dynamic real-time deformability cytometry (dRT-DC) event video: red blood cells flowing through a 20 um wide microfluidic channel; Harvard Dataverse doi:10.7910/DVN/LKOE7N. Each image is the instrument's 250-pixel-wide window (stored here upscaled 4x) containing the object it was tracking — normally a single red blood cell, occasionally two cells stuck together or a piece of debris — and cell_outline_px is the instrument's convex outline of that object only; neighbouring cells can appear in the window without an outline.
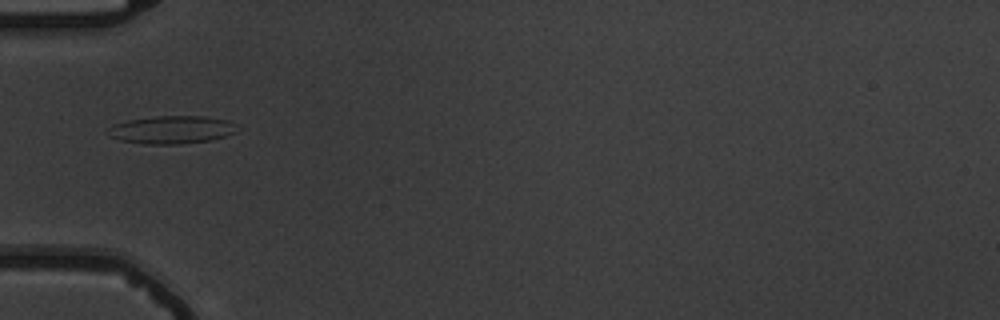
{"species": "common noctule bat (a hibernating species)", "species_latin": "Nyctalus noctula", "temperature_condition": "warm", "stored_images_in_passage": 4, "camera_frame_rate_fps": 3000, "um_per_image_px": 0.085, "animal": {"sex": "male", "body_mass_g": 19.5, "forearm_length_mm": 54.6}, "frame": {"image": 1, "passage_image": 1, "time_ms": 0.0, "image_size_px": [1000, 320], "cell_outline_px": [[236, 132], [224, 136], [208, 140], [180, 144], [144, 144], [120, 140], [112, 136], [108, 128], [116, 124], [128, 120], [156, 116], [204, 116], [228, 120], [236, 124]], "centroid_in_image_um": [14.63, 11.02], "position_along_channel_um": 70.4, "area_um2": 20.69}}
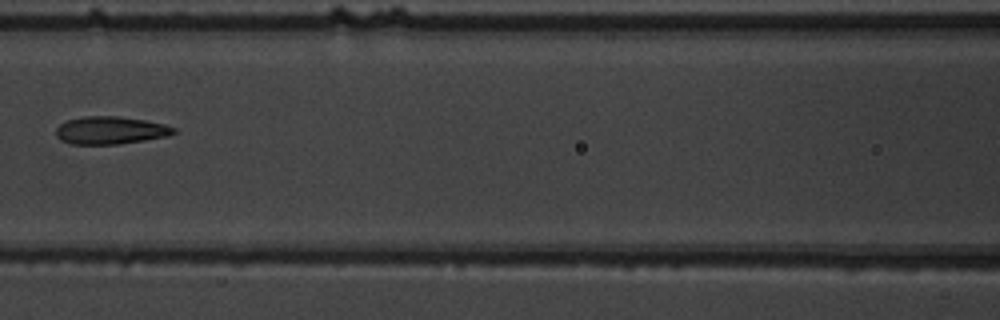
{"frame": {"image": 2, "passage_image": 3, "time_ms": 2.333, "image_size_px": [1000, 320], "cell_outline_px": [[176, 132], [168, 136], [144, 140], [116, 144], [72, 144], [60, 140], [56, 136], [56, 128], [60, 124], [68, 120], [84, 116], [120, 116], [144, 120], [164, 124], [176, 128]], "centroid_in_image_um": [9.38, 11.07], "position_along_channel_um": 157.2, "area_um2": 18.96}}
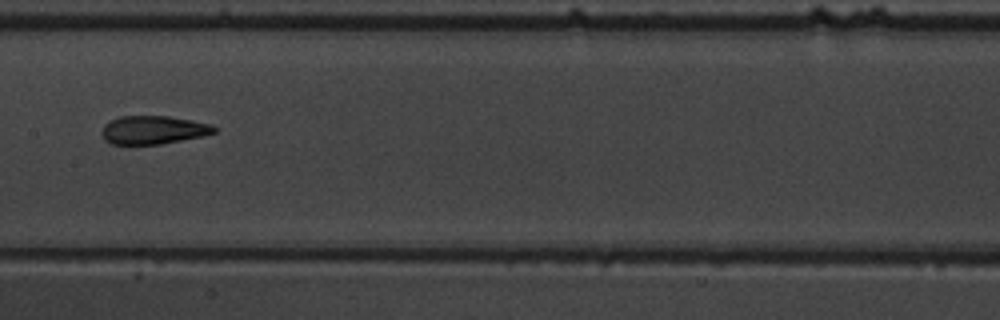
{"frame": {"image": 3, "passage_image": 4, "time_ms": 3.333, "image_size_px": [1000, 320], "cell_outline_px": [[216, 132], [204, 136], [160, 144], [112, 144], [104, 140], [100, 132], [104, 124], [120, 116], [168, 116], [192, 120], [212, 124], [216, 128]], "centroid_in_image_um": [13.03, 11.04], "position_along_channel_um": 194.4, "area_um2": 18.67}}